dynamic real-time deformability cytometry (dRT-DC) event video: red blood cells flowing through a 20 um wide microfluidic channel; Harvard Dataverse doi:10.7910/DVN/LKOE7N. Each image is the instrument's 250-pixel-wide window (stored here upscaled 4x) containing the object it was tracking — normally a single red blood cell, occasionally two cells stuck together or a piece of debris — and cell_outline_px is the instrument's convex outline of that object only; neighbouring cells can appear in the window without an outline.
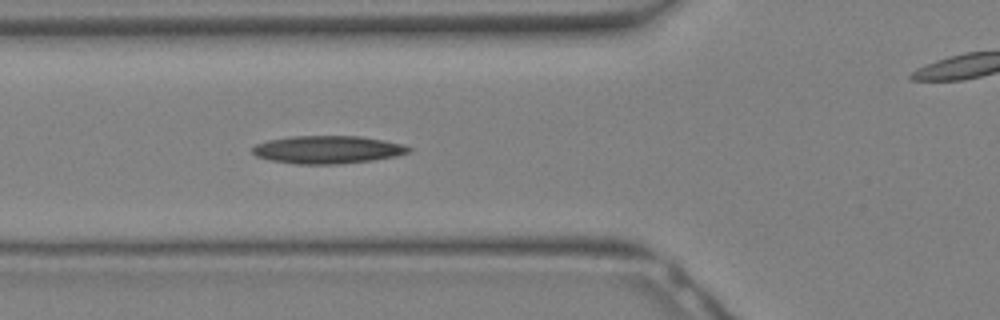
{"species": "Egyptian fruit bat (a non-hibernating species)", "species_latin": "Rousettus aegyptiacus", "temperature_condition": "warm", "stored_images_in_passage": 9, "segment_of_instrument_passage": [1, 2], "camera_frame_rate_fps": 3000, "um_per_image_px": 0.085, "animal": {"sex": "female"}, "frame": {"image": 1, "passage_image": 8, "time_ms": 2.333, "image_size_px": [1000, 320], "cell_outline_px": [[412, 148], [408, 152], [396, 156], [372, 160], [340, 164], [296, 164], [268, 160], [256, 156], [252, 152], [252, 148], [256, 144], [268, 140], [292, 136], [360, 136], [384, 140], [404, 144]], "centroid_in_image_um": [27.83, 12.72], "position_along_channel_um": 98.0, "area_um2": 25.43}}